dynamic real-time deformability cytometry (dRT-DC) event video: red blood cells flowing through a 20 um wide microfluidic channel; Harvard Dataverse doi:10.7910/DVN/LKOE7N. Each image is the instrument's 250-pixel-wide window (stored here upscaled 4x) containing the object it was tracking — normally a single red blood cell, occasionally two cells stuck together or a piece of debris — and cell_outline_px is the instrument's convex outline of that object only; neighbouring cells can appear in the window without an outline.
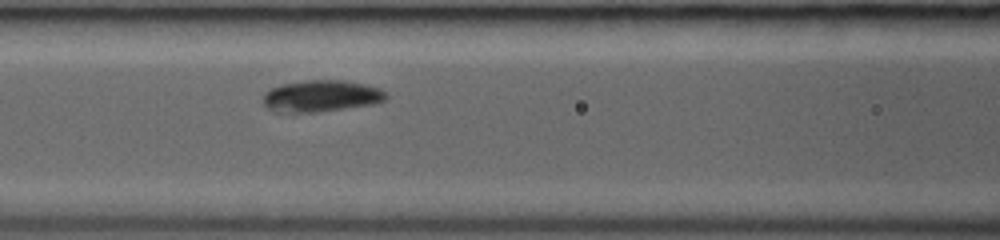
{"species": "common noctule bat (a hibernating species)", "species_latin": "Nyctalus noctula", "temperature_condition": "room temperature", "stored_images_in_passage": 14, "camera_frame_rate_fps": 3000, "um_per_image_px": 0.085, "animal": {"sex": "female", "body_mass_g": 19.0, "forearm_length_mm": 53.3}, "frame": {"image": 1, "passage_image": 5, "time_ms": 3.667, "image_size_px": [1000, 240], "cell_outline_px": [[388, 96], [384, 100], [376, 104], [320, 112], [276, 112], [268, 108], [264, 104], [264, 92], [280, 84], [304, 80], [344, 80], [364, 84], [380, 88]], "centroid_in_image_um": [27.31, 8.16], "position_along_channel_um": 139.3, "area_um2": 22.83}}
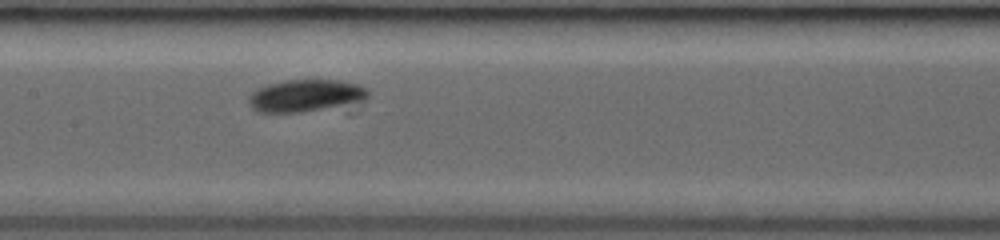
{"frame": {"image": 2, "passage_image": 8, "time_ms": 4.667, "image_size_px": [1000, 240], "cell_outline_px": [[368, 96], [348, 116], [260, 112], [252, 108], [248, 100], [248, 96], [252, 92], [268, 84], [284, 80], [336, 80], [356, 84], [364, 88], [368, 92]], "centroid_in_image_um": [26.23, 8.29], "position_along_channel_um": 181.2, "area_um2": 25.32}}